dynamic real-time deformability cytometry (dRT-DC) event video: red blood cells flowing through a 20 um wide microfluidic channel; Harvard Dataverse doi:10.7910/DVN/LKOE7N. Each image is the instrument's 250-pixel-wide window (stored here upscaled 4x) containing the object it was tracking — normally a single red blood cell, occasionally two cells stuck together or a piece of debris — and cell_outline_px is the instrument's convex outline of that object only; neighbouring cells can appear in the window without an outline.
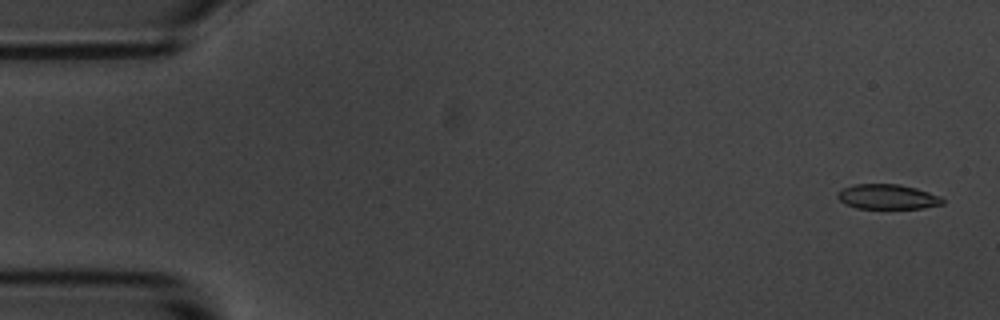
{"species": "common noctule bat (a hibernating species)", "species_latin": "Nyctalus noctula", "temperature_condition": "room temperature", "stored_images_in_passage": 5, "camera_frame_rate_fps": 3000, "um_per_image_px": 0.085, "animal": {"sex": "male", "body_mass_g": 20.1, "forearm_length_mm": 53.5}, "frame": {"image": 1, "passage_image": 1, "time_ms": 0.0, "image_size_px": [1000, 320], "cell_outline_px": [[944, 204], [920, 208], [856, 208], [844, 204], [836, 196], [836, 192], [844, 188], [856, 184], [900, 184], [916, 188], [940, 196], [944, 200]], "centroid_in_image_um": [75.42, 16.72], "position_along_channel_um": 9.6, "area_um2": 15.2}}